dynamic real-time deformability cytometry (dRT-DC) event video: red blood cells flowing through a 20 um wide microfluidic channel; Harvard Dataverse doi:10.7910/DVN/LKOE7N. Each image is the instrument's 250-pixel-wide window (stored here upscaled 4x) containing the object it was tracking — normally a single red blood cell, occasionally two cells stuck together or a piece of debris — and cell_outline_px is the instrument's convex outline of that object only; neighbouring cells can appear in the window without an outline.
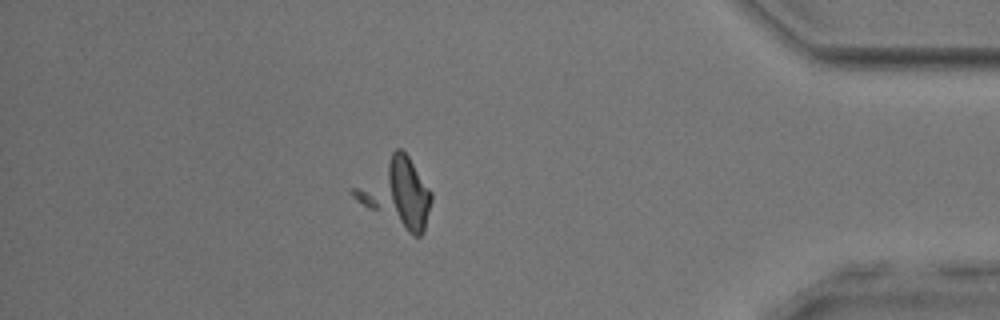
{"species": "common noctule bat (a hibernating species)", "species_latin": "Nyctalus noctula", "temperature_condition": "room temperature", "stored_images_in_passage": 41, "camera_frame_rate_fps": 3000, "um_per_image_px": 0.085, "animal": {"sex": "male", "body_mass_g": 17.9, "forearm_length_mm": 54.2}, "frame": {"image": 1, "passage_image": 35, "time_ms": 11.333, "image_size_px": [1000, 320], "cell_outline_px": [[432, 200], [424, 228], [420, 236], [412, 236], [368, 208], [356, 200], [352, 196], [352, 188], [396, 148], [400, 148], [408, 156], [432, 192]], "centroid_in_image_um": [33.7, 16.41], "position_along_channel_um": 401.5, "area_um2": 30.06}}